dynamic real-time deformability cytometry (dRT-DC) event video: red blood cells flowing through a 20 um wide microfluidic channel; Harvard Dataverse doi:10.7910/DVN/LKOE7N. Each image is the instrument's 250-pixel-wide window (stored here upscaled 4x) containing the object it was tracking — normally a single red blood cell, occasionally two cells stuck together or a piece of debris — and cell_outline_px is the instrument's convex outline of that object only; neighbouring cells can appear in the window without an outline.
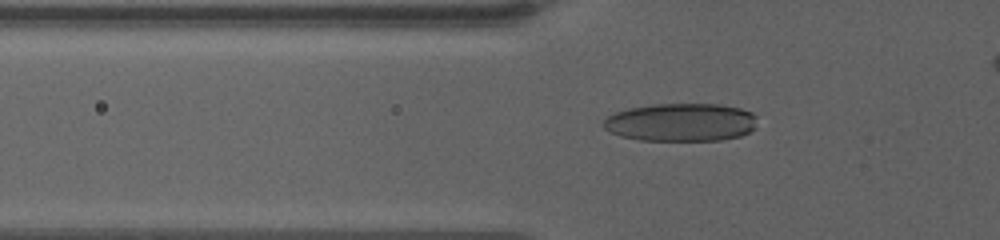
{"species": "human", "species_latin": "Homo sapiens", "temperature_condition": "warm", "stored_images_in_passage": 49, "camera_frame_rate_fps": 3000, "um_per_image_px": 0.085, "donor": {"sex": "female"}, "frame": {"image": 1, "passage_image": 18, "time_ms": 6.333, "image_size_px": [1000, 240], "cell_outline_px": [[756, 128], [740, 136], [720, 140], [640, 140], [620, 136], [604, 128], [604, 120], [608, 116], [616, 112], [628, 108], [652, 104], [720, 104], [740, 108], [752, 112], [756, 116]], "centroid_in_image_um": [57.91, 10.39], "position_along_channel_um": 67.9, "area_um2": 34.16}}
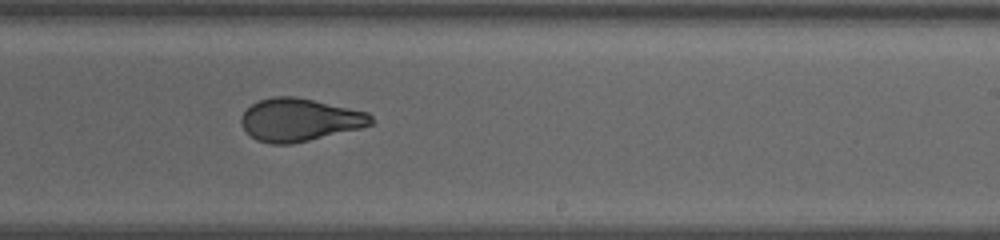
{"frame": {"image": 2, "passage_image": 31, "time_ms": 12.333, "image_size_px": [1000, 240], "cell_outline_px": [[376, 120], [372, 124], [360, 128], [292, 144], [272, 144], [256, 140], [244, 128], [240, 120], [240, 116], [252, 104], [260, 100], [276, 96], [296, 96], [368, 112]], "centroid_in_image_um": [25.47, 10.18], "position_along_channel_um": 263.5, "area_um2": 32.25}}
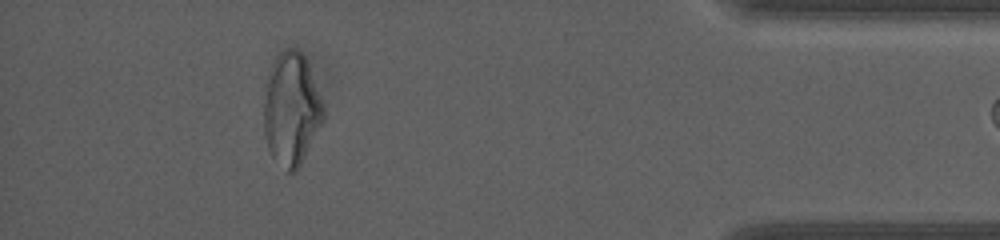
{"frame": {"image": 3, "passage_image": 46, "time_ms": 18.0, "image_size_px": [1000, 240], "cell_outline_px": [[324, 120], [296, 172], [288, 172], [272, 156], [268, 148], [264, 132], [264, 100], [268, 72], [272, 64], [280, 52], [292, 48], [300, 52], [304, 56], [308, 64], [324, 104]], "centroid_in_image_um": [24.77, 9.29], "position_along_channel_um": 410.4, "area_um2": 38.84}}